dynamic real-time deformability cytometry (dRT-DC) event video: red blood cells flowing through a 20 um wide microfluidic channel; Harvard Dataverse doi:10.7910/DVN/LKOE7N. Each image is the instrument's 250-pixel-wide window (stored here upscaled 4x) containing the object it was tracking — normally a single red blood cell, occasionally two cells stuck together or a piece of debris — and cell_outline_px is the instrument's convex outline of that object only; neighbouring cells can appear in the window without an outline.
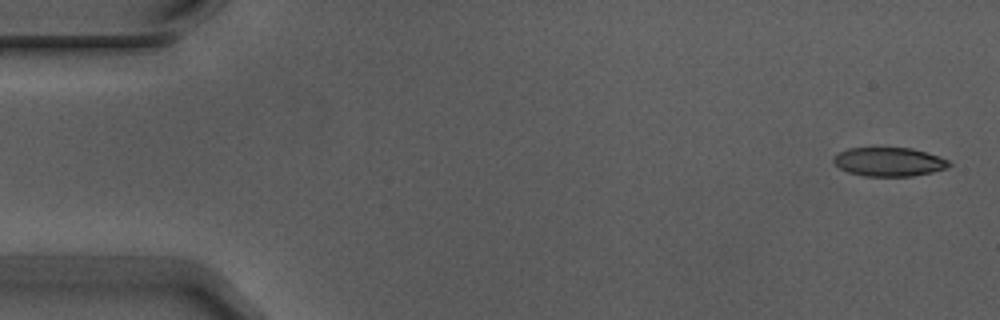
{"species": "Egyptian fruit bat (a non-hibernating species)", "species_latin": "Rousettus aegyptiacus", "temperature_condition": "warm", "stored_images_in_passage": 5, "camera_frame_rate_fps": 3000, "um_per_image_px": 0.085, "animal": {"sex": "male"}, "frame": {"image": 1, "passage_image": 1, "time_ms": 0.0, "image_size_px": [1000, 320], "cell_outline_px": [[952, 164], [948, 168], [932, 172], [912, 176], [864, 176], [848, 172], [840, 168], [832, 160], [840, 152], [848, 148], [912, 148], [948, 160]], "centroid_in_image_um": [75.57, 13.76], "position_along_channel_um": 9.4, "area_um2": 19.19}}
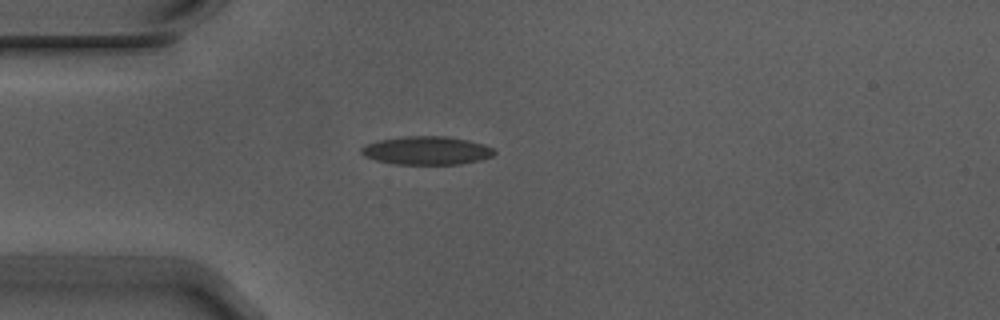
{"frame": {"image": 2, "passage_image": 4, "time_ms": 1.0, "image_size_px": [1000, 320], "cell_outline_px": [[496, 152], [492, 156], [480, 160], [460, 164], [396, 164], [376, 160], [364, 156], [360, 152], [360, 148], [364, 144], [380, 140], [404, 136], [448, 136], [468, 140], [484, 144], [492, 148]], "centroid_in_image_um": [36.25, 12.79], "position_along_channel_um": 48.7, "area_um2": 22.02}}